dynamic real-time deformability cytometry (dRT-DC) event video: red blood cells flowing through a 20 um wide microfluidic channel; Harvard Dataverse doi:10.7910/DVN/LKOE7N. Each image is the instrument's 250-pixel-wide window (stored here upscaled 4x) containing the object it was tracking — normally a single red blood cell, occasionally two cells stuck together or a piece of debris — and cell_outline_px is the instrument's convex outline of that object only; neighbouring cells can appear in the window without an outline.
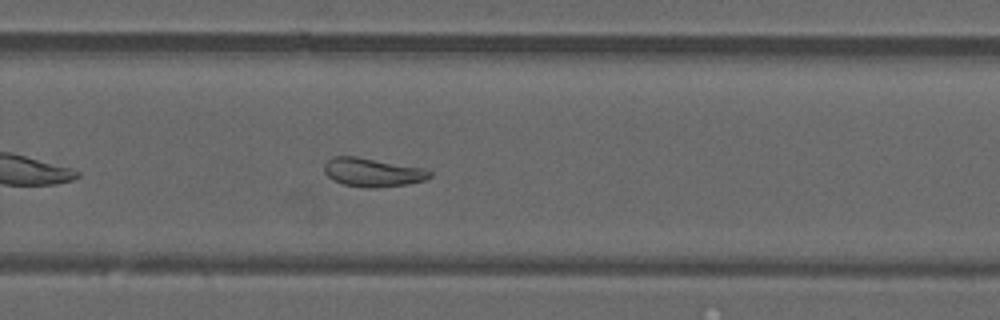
{"species": "common noctule bat (a hibernating species)", "species_latin": "Nyctalus noctula", "temperature_condition": "warm", "stored_images_in_passage": 27, "camera_frame_rate_fps": 3000, "um_per_image_px": 0.085, "animal": {"sex": "male", "forearm_length_mm": 52.5}, "frame": {"image": 1, "passage_image": 19, "time_ms": 6.0, "image_size_px": [1000, 320], "cell_outline_px": [[432, 176], [424, 180], [408, 184], [376, 188], [372, 188], [344, 184], [332, 180], [324, 172], [324, 164], [332, 156], [356, 156], [424, 168], [432, 172]], "centroid_in_image_um": [31.67, 14.64], "position_along_channel_um": 298.1, "area_um2": 17.63}}